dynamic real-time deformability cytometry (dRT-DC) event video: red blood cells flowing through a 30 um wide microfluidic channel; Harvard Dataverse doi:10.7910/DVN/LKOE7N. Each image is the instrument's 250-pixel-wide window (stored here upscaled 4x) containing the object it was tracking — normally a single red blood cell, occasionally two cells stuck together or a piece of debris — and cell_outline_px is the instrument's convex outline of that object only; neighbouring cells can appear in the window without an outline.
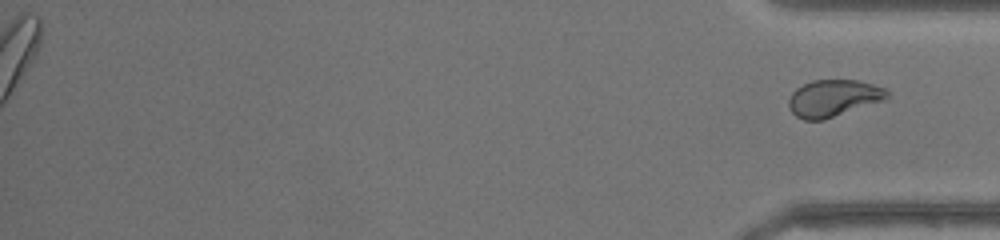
{"species": "common noctule bat (a hibernating species)", "species_latin": "Nyctalus noctula", "temperature_condition": "warm", "stored_images_in_passage": 38, "segment_of_instrument_passage": [2, 2], "camera_frame_rate_fps": 3000, "um_per_image_px": 0.085, "animal": {"sex": "female", "body_mass_g": 17.0, "forearm_length_mm": 48.0}, "frame": {"image": 1, "passage_image": 38, "time_ms": 12.333, "image_size_px": [1000, 240], "cell_outline_px": [[888, 96], [880, 100], [824, 120], [804, 120], [796, 116], [792, 112], [788, 104], [788, 100], [792, 92], [796, 88], [812, 80], [860, 80], [884, 88], [888, 92]], "centroid_in_image_um": [70.77, 8.33], "position_along_channel_um": 364.4, "area_um2": 20.75}}